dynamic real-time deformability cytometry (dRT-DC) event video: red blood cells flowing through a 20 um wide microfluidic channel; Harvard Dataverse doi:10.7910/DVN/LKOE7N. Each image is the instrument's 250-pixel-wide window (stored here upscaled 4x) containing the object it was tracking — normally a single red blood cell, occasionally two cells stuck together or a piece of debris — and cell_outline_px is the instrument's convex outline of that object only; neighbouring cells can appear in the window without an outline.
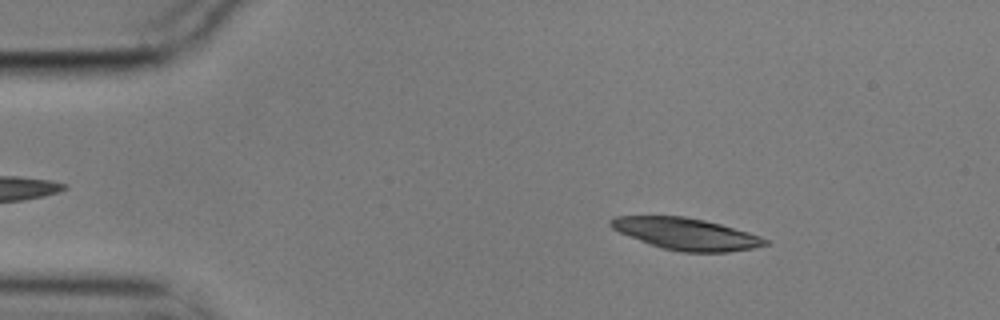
{"species": "common noctule bat (a hibernating species)", "species_latin": "Nyctalus noctula", "temperature_condition": "cold", "stored_images_in_passage": 55, "camera_frame_rate_fps": 3000, "um_per_image_px": 0.085, "animal": {"sex": "male", "body_mass_g": 17.9}, "frame": {"image": 1, "passage_image": 8, "time_ms": 2.333, "image_size_px": [1000, 320], "cell_outline_px": [[768, 244], [752, 248], [728, 252], [680, 252], [660, 248], [620, 232], [612, 228], [608, 224], [608, 220], [616, 216], [684, 216], [704, 220], [720, 224], [748, 232], [760, 236], [768, 240]], "centroid_in_image_um": [58.31, 19.88], "position_along_channel_um": 26.7, "area_um2": 28.44}}